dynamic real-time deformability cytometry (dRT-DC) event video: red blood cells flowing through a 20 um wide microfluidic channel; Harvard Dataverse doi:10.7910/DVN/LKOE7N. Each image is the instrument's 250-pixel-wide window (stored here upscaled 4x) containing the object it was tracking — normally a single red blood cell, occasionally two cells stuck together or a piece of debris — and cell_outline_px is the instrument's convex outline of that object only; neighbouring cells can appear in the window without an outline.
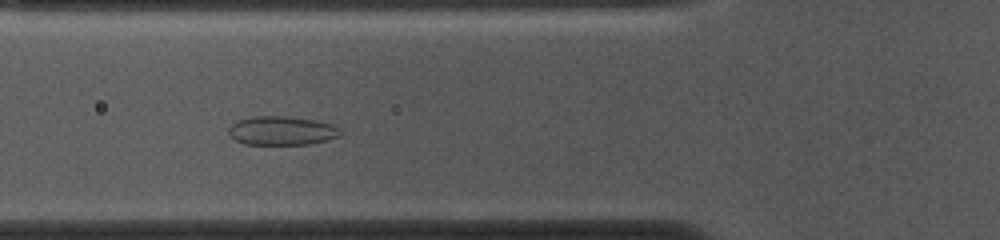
{"species": "common noctule bat (a hibernating species)", "species_latin": "Nyctalus noctula", "temperature_condition": "cold", "stored_images_in_passage": 53, "camera_frame_rate_fps": 3000, "um_per_image_px": 0.085, "animal": {"sex": "female", "body_mass_g": 10.0, "forearm_length_mm": 53.1}, "frame": {"image": 1, "passage_image": 18, "time_ms": 5.667, "image_size_px": [1000, 240], "cell_outline_px": [[344, 132], [340, 136], [328, 140], [312, 144], [244, 144], [236, 140], [228, 132], [228, 128], [236, 120], [252, 116], [288, 116], [316, 120], [332, 124], [340, 128]], "centroid_in_image_um": [23.99, 11.1], "position_along_channel_um": 101.8, "area_um2": 19.07}}
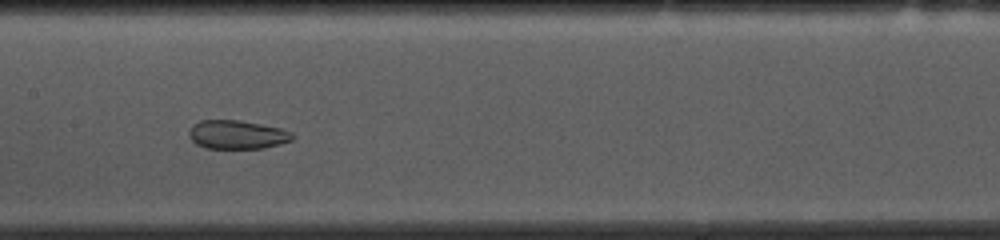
{"frame": {"image": 2, "passage_image": 25, "time_ms": 8.0, "image_size_px": [1000, 240], "cell_outline_px": [[296, 136], [292, 140], [280, 144], [264, 148], [208, 148], [196, 144], [188, 136], [188, 132], [192, 124], [200, 120], [240, 120], [280, 128], [292, 132]], "centroid_in_image_um": [20.15, 11.44], "position_along_channel_um": 187.2, "area_um2": 17.4}}
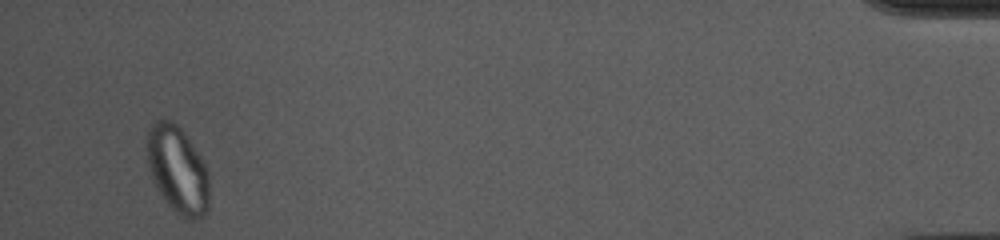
{"frame": {"image": 3, "passage_image": 51, "time_ms": 16.667, "image_size_px": [1000, 240], "cell_outline_px": [[208, 208], [204, 216], [192, 220], [184, 220], [168, 204], [160, 192], [148, 168], [144, 144], [148, 128], [156, 120], [172, 120], [184, 132], [208, 168]], "centroid_in_image_um": [15.07, 14.4], "position_along_channel_um": 420.1, "area_um2": 31.91}}